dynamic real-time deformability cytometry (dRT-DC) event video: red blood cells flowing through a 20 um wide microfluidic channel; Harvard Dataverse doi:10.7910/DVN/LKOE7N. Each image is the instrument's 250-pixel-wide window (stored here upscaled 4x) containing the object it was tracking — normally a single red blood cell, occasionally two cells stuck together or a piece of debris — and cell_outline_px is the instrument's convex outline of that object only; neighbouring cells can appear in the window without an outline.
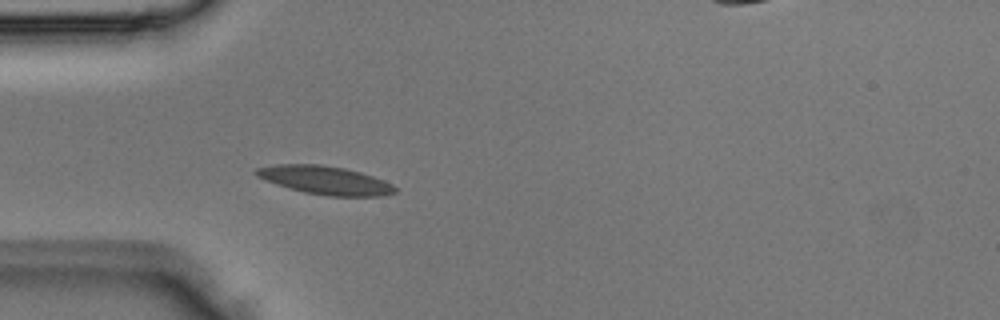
{"species": "Egyptian fruit bat (a non-hibernating species)", "species_latin": "Rousettus aegyptiacus", "temperature_condition": "room temperature", "stored_images_in_passage": 4, "camera_frame_rate_fps": 3000, "um_per_image_px": 0.085, "animal": {"sex": "male"}, "frame": {"image": 1, "passage_image": 4, "time_ms": 1.0, "image_size_px": [1000, 320], "cell_outline_px": [[396, 192], [380, 196], [328, 196], [304, 192], [276, 184], [256, 176], [252, 172], [256, 168], [276, 164], [320, 164], [344, 168], [360, 172], [384, 180], [392, 184], [396, 188]], "centroid_in_image_um": [27.61, 15.31], "position_along_channel_um": 57.4, "area_um2": 22.89}}